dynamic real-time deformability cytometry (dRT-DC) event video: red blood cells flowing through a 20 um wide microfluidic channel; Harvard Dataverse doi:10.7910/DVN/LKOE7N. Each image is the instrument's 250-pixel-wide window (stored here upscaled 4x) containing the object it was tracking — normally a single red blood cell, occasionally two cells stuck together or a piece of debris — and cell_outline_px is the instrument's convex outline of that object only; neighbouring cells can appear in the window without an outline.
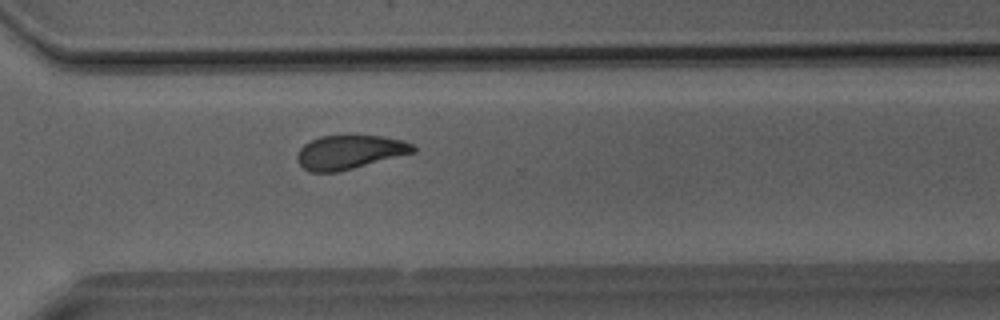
{"species": "Egyptian fruit bat (a non-hibernating species)", "species_latin": "Rousettus aegyptiacus", "temperature_condition": "room temperature", "stored_images_in_passage": 30, "camera_frame_rate_fps": 3000, "um_per_image_px": 0.085, "animal": {"sex": "male"}, "frame": {"image": 1, "passage_image": 19, "time_ms": 6.0, "image_size_px": [1000, 320], "cell_outline_px": [[416, 152], [336, 172], [312, 172], [304, 168], [296, 160], [296, 156], [300, 148], [304, 144], [320, 136], [380, 136], [400, 140], [412, 144], [416, 148]], "centroid_in_image_um": [29.69, 12.93], "position_along_channel_um": 340.9, "area_um2": 22.54}}
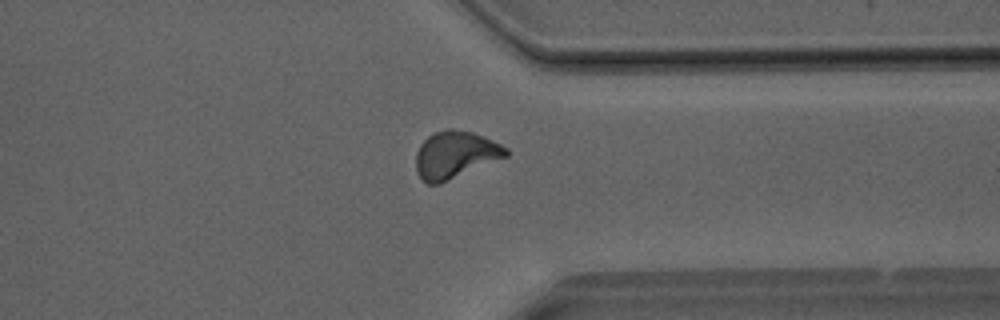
{"frame": {"image": 2, "passage_image": 21, "time_ms": 6.667, "image_size_px": [1000, 320], "cell_outline_px": [[508, 156], [440, 184], [428, 184], [416, 172], [416, 152], [420, 144], [428, 136], [436, 132], [448, 128], [452, 128], [472, 132], [484, 136], [508, 148]], "centroid_in_image_um": [38.69, 13.15], "position_along_channel_um": 372.7, "area_um2": 24.8}}
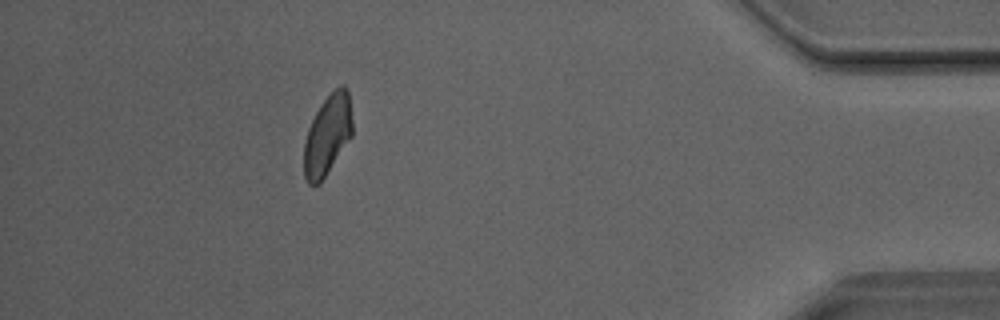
{"frame": {"image": 3, "passage_image": 26, "time_ms": 8.333, "image_size_px": [1000, 320], "cell_outline_px": [[352, 136], [320, 184], [308, 184], [304, 176], [304, 144], [308, 128], [320, 104], [340, 84], [344, 84], [348, 88], [352, 120]], "centroid_in_image_um": [27.84, 11.47], "position_along_channel_um": 407.4, "area_um2": 22.66}}